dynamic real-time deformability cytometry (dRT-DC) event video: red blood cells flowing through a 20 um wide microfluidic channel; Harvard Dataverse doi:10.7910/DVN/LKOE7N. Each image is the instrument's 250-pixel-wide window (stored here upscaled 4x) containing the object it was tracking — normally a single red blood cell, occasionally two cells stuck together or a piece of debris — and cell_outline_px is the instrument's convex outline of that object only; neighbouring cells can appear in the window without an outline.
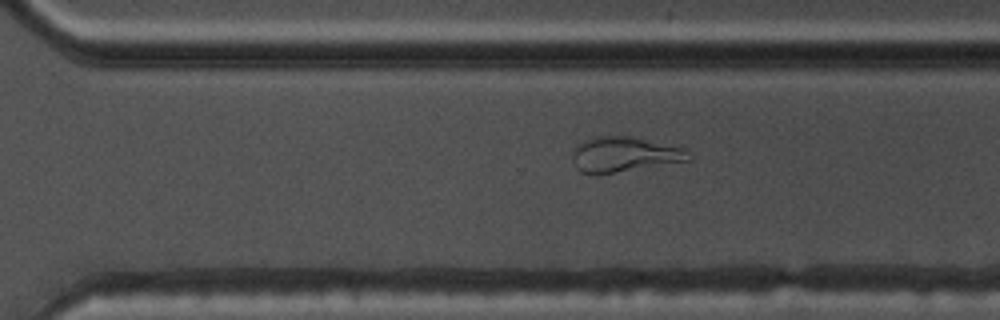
{"species": "common noctule bat (a hibernating species)", "species_latin": "Nyctalus noctula", "temperature_condition": "warm", "stored_images_in_passage": 51, "camera_frame_rate_fps": 3000, "um_per_image_px": 0.085, "animal": {"sex": "male", "body_mass_g": 17.5, "forearm_length_mm": 52.3}, "frame": {"image": 1, "passage_image": 35, "time_ms": 11.333, "image_size_px": [1000, 320], "cell_outline_px": [[692, 160], [596, 176], [580, 172], [576, 168], [572, 160], [572, 152], [584, 140], [596, 136], [632, 136], [688, 148]], "centroid_in_image_um": [53.09, 13.14], "position_along_channel_um": 317.5, "area_um2": 24.39}}
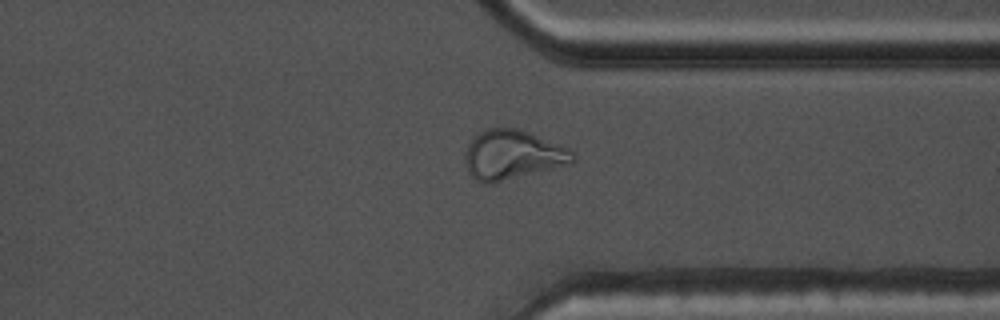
{"frame": {"image": 2, "passage_image": 39, "time_ms": 12.667, "image_size_px": [1000, 320], "cell_outline_px": [[576, 160], [572, 164], [492, 184], [484, 184], [476, 180], [468, 172], [464, 156], [464, 152], [468, 144], [480, 132], [488, 128], [520, 128], [568, 148], [576, 156]], "centroid_in_image_um": [43.58, 13.18], "position_along_channel_um": 367.8, "area_um2": 31.33}}
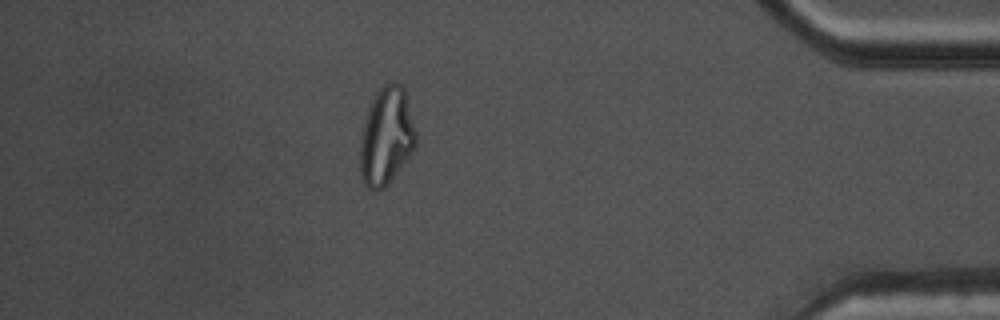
{"frame": {"image": 3, "passage_image": 45, "time_ms": 14.667, "image_size_px": [1000, 320], "cell_outline_px": [[416, 148], [388, 184], [384, 188], [368, 188], [360, 180], [360, 136], [364, 120], [368, 108], [376, 92], [388, 80], [396, 80], [404, 88], [416, 132]], "centroid_in_image_um": [32.83, 11.56], "position_along_channel_um": 402.4, "area_um2": 32.08}, "authors_computed_cell_mechanics": {"area_um2": 26.9348, "velocity_mm_per_s": 3.7927, "shape_relaxation_time_tau1_ms": null, "shape_relaxation_time_tau2_ms": 1.7132, "deformation_change_tau1": null, "deformation_change_tau2": 0.0894}}